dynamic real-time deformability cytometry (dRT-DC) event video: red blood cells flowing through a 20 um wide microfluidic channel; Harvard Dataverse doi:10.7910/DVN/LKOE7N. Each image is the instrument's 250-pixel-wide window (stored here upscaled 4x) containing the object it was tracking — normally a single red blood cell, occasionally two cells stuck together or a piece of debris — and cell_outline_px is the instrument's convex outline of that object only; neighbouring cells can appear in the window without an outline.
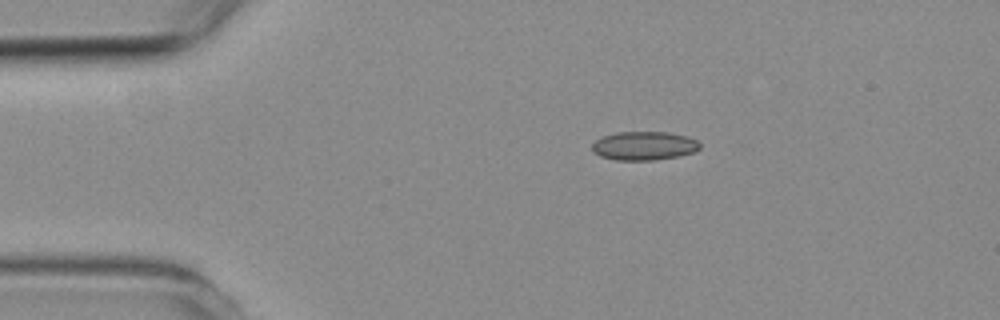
{"species": "common noctule bat (a hibernating species)", "species_latin": "Nyctalus noctula", "temperature_condition": "room temperature", "stored_images_in_passage": 3, "camera_frame_rate_fps": 3000, "um_per_image_px": 0.085, "animal": {"sex": "female", "body_mass_g": 19.3, "forearm_length_mm": 54.1}, "frame": {"image": 1, "passage_image": 1, "time_ms": 0.0, "image_size_px": [1000, 320], "cell_outline_px": [[700, 148], [696, 152], [680, 156], [656, 160], [616, 160], [600, 156], [592, 152], [592, 144], [600, 136], [616, 132], [668, 132], [688, 136], [696, 140], [700, 144]], "centroid_in_image_um": [54.75, 12.39], "position_along_channel_um": 30.3, "area_um2": 18.32}}
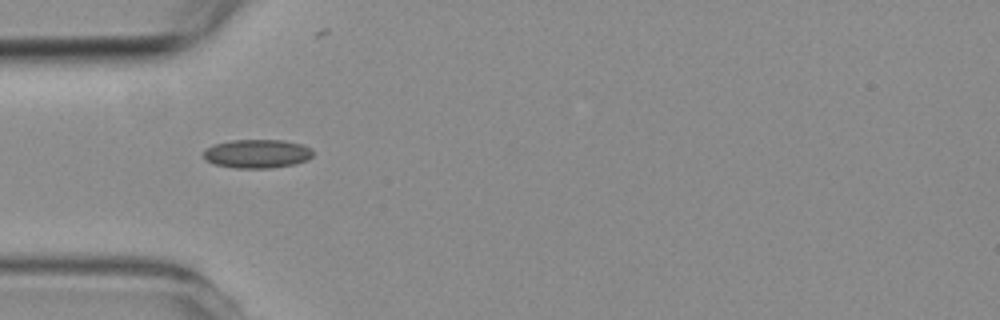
{"frame": {"image": 2, "passage_image": 3, "time_ms": 2.0, "image_size_px": [1000, 320], "cell_outline_px": [[316, 152], [308, 160], [296, 164], [272, 168], [236, 168], [212, 164], [204, 160], [204, 152], [208, 148], [216, 144], [232, 140], [284, 140], [300, 144], [312, 148]], "centroid_in_image_um": [21.9, 13.08], "position_along_channel_um": 63.1, "area_um2": 18.5}}